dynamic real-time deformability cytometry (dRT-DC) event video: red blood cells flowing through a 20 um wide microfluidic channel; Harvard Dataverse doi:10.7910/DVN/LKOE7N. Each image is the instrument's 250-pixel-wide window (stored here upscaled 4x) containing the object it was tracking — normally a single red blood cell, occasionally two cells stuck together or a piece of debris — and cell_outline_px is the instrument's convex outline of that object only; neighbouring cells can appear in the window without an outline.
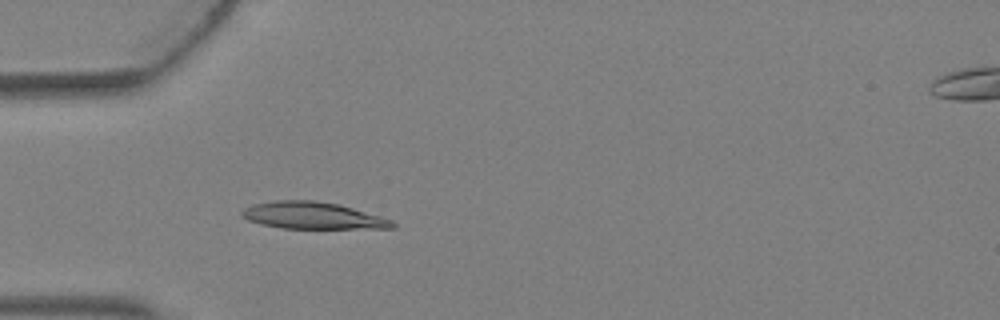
{"species": "Egyptian fruit bat (a non-hibernating species)", "species_latin": "Rousettus aegyptiacus", "temperature_condition": "warm", "stored_images_in_passage": 5, "camera_frame_rate_fps": 3000, "um_per_image_px": 0.085, "animal": {"sex": "female"}, "frame": {"image": 1, "passage_image": 4, "time_ms": 1.0, "image_size_px": [1000, 320], "cell_outline_px": [[396, 228], [280, 228], [260, 224], [248, 220], [240, 216], [240, 212], [244, 208], [252, 204], [276, 200], [316, 200], [340, 204], [380, 216], [392, 220], [396, 224]], "centroid_in_image_um": [26.55, 18.31], "position_along_channel_um": 58.5, "area_um2": 23.76}}